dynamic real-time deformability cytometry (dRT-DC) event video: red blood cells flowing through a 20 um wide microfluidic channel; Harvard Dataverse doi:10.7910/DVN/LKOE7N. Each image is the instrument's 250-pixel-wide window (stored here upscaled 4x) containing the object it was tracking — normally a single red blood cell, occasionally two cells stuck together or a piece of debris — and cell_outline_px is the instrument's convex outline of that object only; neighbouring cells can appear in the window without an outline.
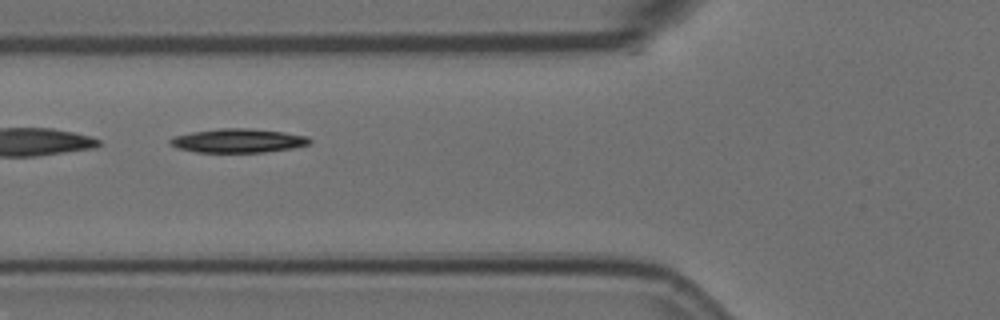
{"species": "Egyptian fruit bat (a non-hibernating species)", "species_latin": "Rousettus aegyptiacus", "temperature_condition": "room temperature", "stored_images_in_passage": 10, "segment_of_instrument_passage": [2, 2], "camera_frame_rate_fps": 3000, "um_per_image_px": 0.085, "animal": {"sex": "female"}, "frame": {"image": 1, "passage_image": 6, "time_ms": 1.667, "image_size_px": [1000, 320], "cell_outline_px": [[312, 140], [308, 144], [292, 148], [264, 152], [196, 152], [176, 148], [168, 140], [172, 136], [192, 132], [220, 128], [248, 128], [284, 132], [308, 136]], "centroid_in_image_um": [20.22, 11.95], "position_along_channel_um": 105.6, "area_um2": 19.42}}
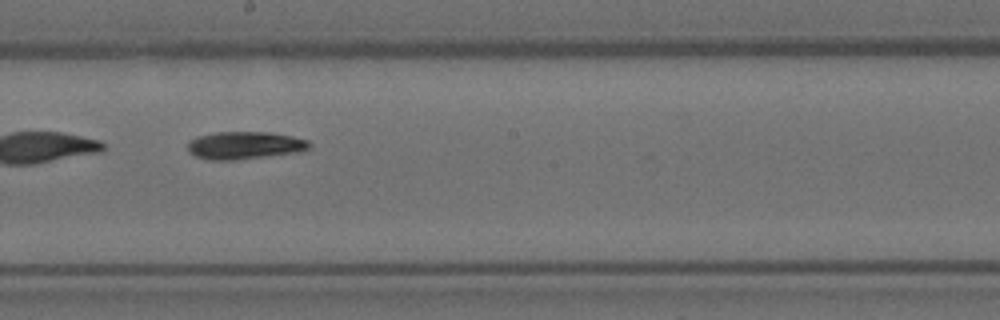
{"frame": {"image": 2, "passage_image": 9, "time_ms": 2.667, "image_size_px": [1000, 320], "cell_outline_px": [[312, 148], [296, 152], [232, 160], [208, 160], [196, 156], [188, 152], [188, 144], [196, 136], [216, 132], [272, 132], [292, 136], [308, 140], [312, 144]], "centroid_in_image_um": [20.81, 12.34], "position_along_channel_um": 227.4, "area_um2": 19.54}}
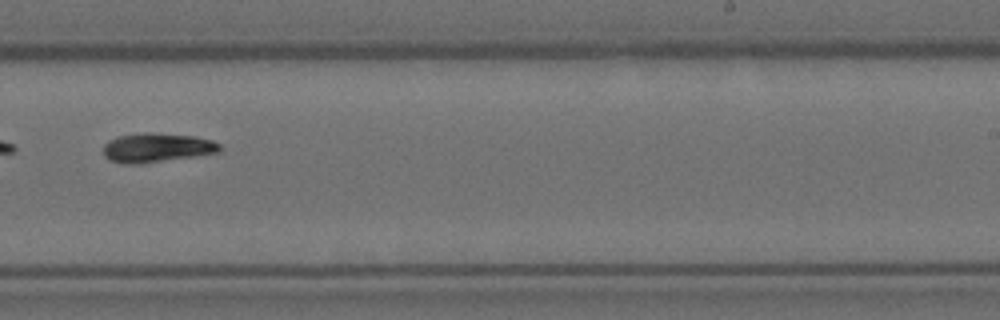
{"frame": {"image": 3, "passage_image": 10, "time_ms": 3.0, "image_size_px": [1000, 320], "cell_outline_px": [[220, 152], [136, 164], [124, 164], [108, 160], [104, 156], [104, 144], [108, 140], [116, 136], [144, 132], [152, 132], [192, 136], [212, 140], [220, 144]], "centroid_in_image_um": [13.27, 12.54], "position_along_channel_um": 275.7, "area_um2": 19.71}}